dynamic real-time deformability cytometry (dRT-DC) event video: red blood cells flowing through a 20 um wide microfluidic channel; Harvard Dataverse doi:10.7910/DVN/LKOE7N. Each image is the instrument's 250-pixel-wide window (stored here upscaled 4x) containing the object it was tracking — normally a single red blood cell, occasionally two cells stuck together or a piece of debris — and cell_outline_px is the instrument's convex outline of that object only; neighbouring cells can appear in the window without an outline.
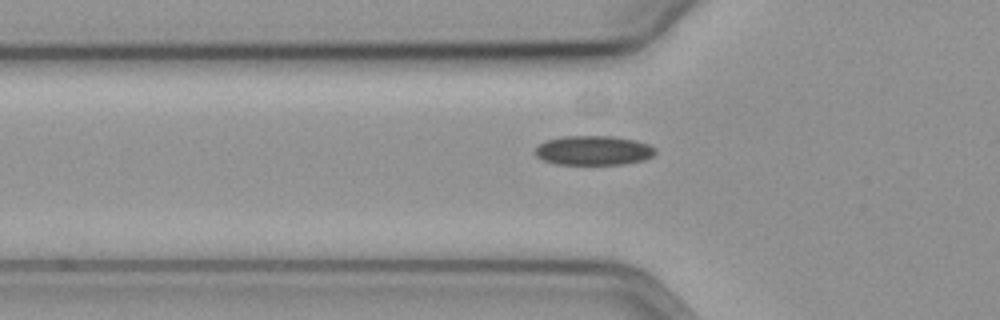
{"species": "common noctule bat (a hibernating species)", "species_latin": "Nyctalus noctula", "temperature_condition": "cold", "stored_images_in_passage": 36, "camera_frame_rate_fps": 3000, "um_per_image_px": 0.085, "animal": {"sex": "female", "body_mass_g": 19.3, "forearm_length_mm": 54.1}, "frame": {"image": 1, "passage_image": 2, "time_ms": 0.333, "image_size_px": [1000, 320], "cell_outline_px": [[656, 152], [652, 156], [644, 160], [624, 164], [556, 164], [544, 160], [536, 156], [532, 152], [544, 140], [564, 136], [612, 136], [636, 140], [648, 144], [656, 148]], "centroid_in_image_um": [50.44, 12.78], "position_along_channel_um": 75.4, "area_um2": 20.75}}
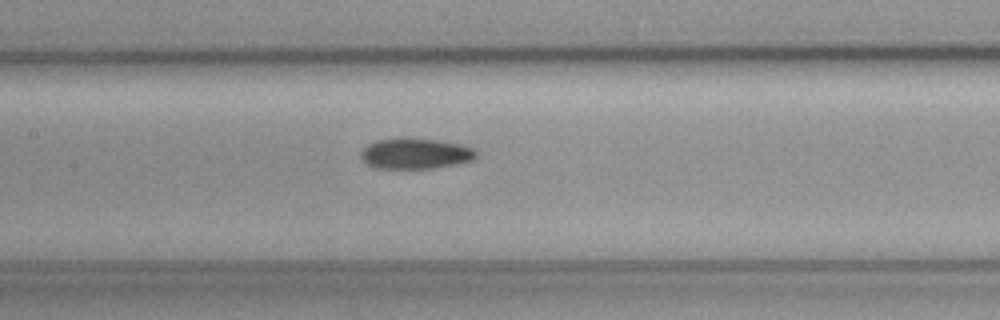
{"frame": {"image": 2, "passage_image": 10, "time_ms": 3.0, "image_size_px": [1000, 320], "cell_outline_px": [[476, 156], [472, 160], [456, 164], [432, 168], [372, 168], [360, 156], [360, 152], [368, 144], [376, 140], [400, 136], [404, 136], [436, 140], [460, 144], [472, 148], [476, 152]], "centroid_in_image_um": [35.26, 13.03], "position_along_channel_um": 172.1, "area_um2": 20.81}}
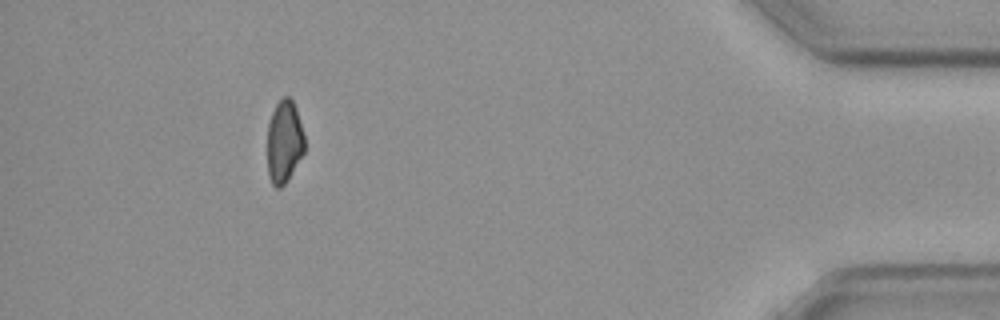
{"frame": {"image": 3, "passage_image": 35, "time_ms": 11.333, "image_size_px": [1000, 320], "cell_outline_px": [[304, 152], [288, 180], [280, 188], [276, 188], [272, 184], [268, 176], [268, 124], [272, 112], [276, 104], [284, 96], [288, 96], [292, 100], [296, 108], [304, 136]], "centroid_in_image_um": [24.15, 12.06], "position_along_channel_um": 411.0, "area_um2": 17.86}}